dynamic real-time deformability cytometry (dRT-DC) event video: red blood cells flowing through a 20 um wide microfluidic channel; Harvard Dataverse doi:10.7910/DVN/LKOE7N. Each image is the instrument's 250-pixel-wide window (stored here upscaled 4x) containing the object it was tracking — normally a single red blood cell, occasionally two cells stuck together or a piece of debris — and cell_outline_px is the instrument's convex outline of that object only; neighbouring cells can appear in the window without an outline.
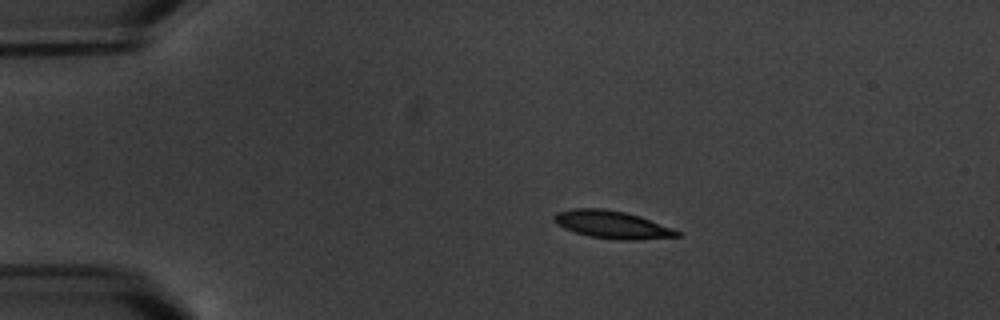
{"species": "common noctule bat (a hibernating species)", "species_latin": "Nyctalus noctula", "temperature_condition": "warm", "stored_images_in_passage": 5, "camera_frame_rate_fps": 3000, "um_per_image_px": 0.085, "animal": {"sex": "male", "body_mass_g": 20.1, "forearm_length_mm": 53.5}, "frame": {"image": 1, "passage_image": 4, "time_ms": 3.667, "image_size_px": [1000, 320], "cell_outline_px": [[680, 236], [636, 240], [616, 240], [588, 236], [564, 228], [556, 224], [552, 220], [552, 216], [556, 212], [572, 208], [604, 208], [624, 212], [640, 216], [672, 228], [680, 232]], "centroid_in_image_um": [51.98, 19.09], "position_along_channel_um": 33.0, "area_um2": 19.94}}